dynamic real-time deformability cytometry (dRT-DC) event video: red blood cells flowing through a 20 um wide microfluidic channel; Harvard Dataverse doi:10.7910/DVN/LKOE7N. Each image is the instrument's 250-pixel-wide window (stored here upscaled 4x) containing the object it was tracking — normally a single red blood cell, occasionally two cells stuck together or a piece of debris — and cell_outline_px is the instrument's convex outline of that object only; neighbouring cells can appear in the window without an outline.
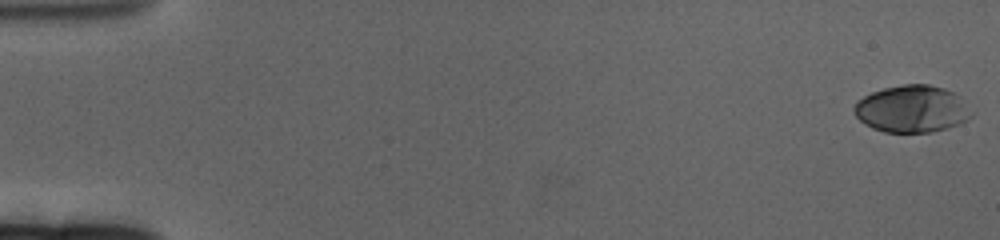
{"species": "human", "species_latin": "Homo sapiens", "temperature_condition": "cold", "stored_images_in_passage": 63, "camera_frame_rate_fps": 3000, "um_per_image_px": 0.085, "donor": {"sex": "female"}, "frame": {"image": 1, "passage_image": 1, "time_ms": 0.0, "image_size_px": [1000, 240], "cell_outline_px": [[972, 116], [960, 124], [948, 128], [932, 132], [884, 132], [872, 128], [864, 124], [856, 116], [852, 108], [856, 100], [872, 92], [884, 88], [904, 84], [928, 84], [944, 88], [960, 96], [972, 112]], "centroid_in_image_um": [77.5, 9.26], "position_along_channel_um": 7.5, "area_um2": 32.37}}
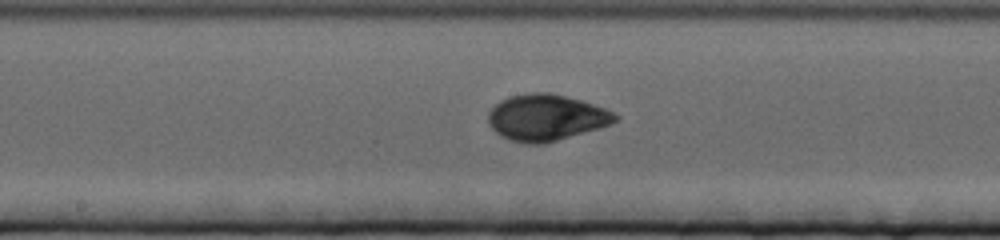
{"frame": {"image": 2, "passage_image": 34, "time_ms": 11.0, "image_size_px": [1000, 240], "cell_outline_px": [[620, 116], [612, 124], [544, 144], [528, 144], [512, 140], [500, 136], [488, 124], [488, 112], [500, 100], [508, 96], [532, 92], [552, 92], [580, 100], [604, 108]], "centroid_in_image_um": [46.4, 9.98], "position_along_channel_um": 201.8, "area_um2": 34.22}}
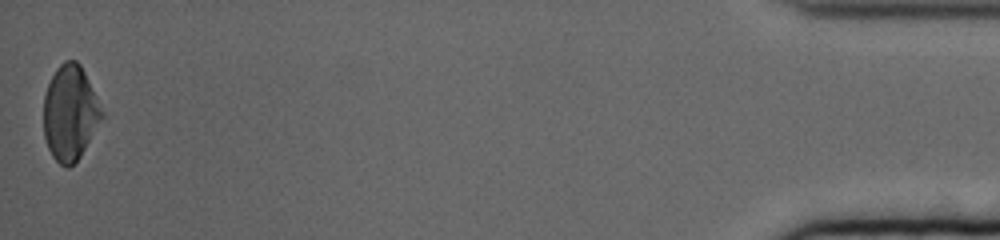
{"frame": {"image": 3, "passage_image": 63, "time_ms": 20.667, "image_size_px": [1000, 240], "cell_outline_px": [[104, 116], [80, 156], [68, 168], [64, 168], [52, 156], [48, 148], [44, 136], [44, 96], [48, 84], [56, 68], [64, 60], [76, 60], [80, 64], [84, 72]], "centroid_in_image_um": [5.93, 9.61], "position_along_channel_um": 429.3, "area_um2": 31.79}, "authors_computed_cell_mechanics": {"area_um2": 32.0212, "velocity_mm_per_s": 3.2482, "shape_relaxation_time_tau1_ms": 4.2657, "shape_relaxation_time_tau2_ms": 1.2869, "deformation_change_tau1": 0.1709, "deformation_change_tau2": 0.0468}}